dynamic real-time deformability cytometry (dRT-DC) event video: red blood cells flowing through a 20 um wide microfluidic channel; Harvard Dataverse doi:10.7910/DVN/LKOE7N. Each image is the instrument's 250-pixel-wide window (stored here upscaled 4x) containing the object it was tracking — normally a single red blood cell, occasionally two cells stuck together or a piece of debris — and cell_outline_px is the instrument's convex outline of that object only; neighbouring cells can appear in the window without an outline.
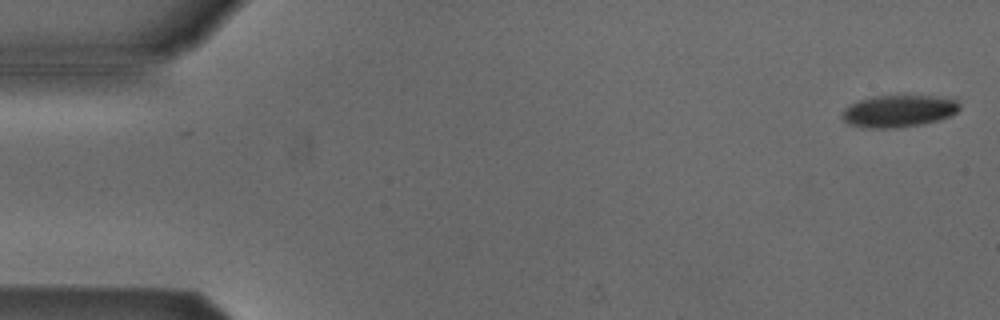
{"species": "Egyptian fruit bat (a non-hibernating species)", "species_latin": "Rousettus aegyptiacus", "temperature_condition": "cold", "stored_images_in_passage": 5, "camera_frame_rate_fps": 3000, "um_per_image_px": 0.085, "animal": {"sex": "male"}, "frame": {"image": 1, "passage_image": 1, "time_ms": 0.0, "image_size_px": [1000, 320], "cell_outline_px": [[960, 108], [952, 116], [940, 120], [924, 124], [892, 128], [860, 128], [848, 124], [840, 116], [840, 112], [848, 104], [872, 96], [932, 96], [956, 100], [960, 104]], "centroid_in_image_um": [76.33, 9.45], "position_along_channel_um": 8.7, "area_um2": 22.25}}
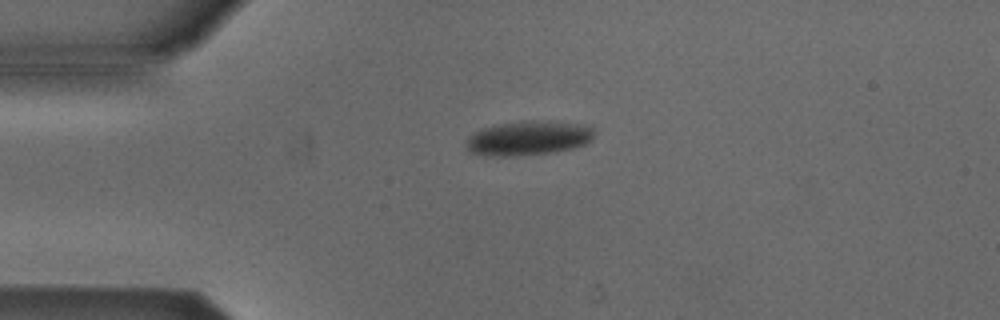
{"frame": {"image": 2, "passage_image": 4, "time_ms": 3.667, "image_size_px": [1000, 320], "cell_outline_px": [[592, 140], [584, 144], [572, 148], [548, 152], [512, 156], [496, 156], [468, 152], [468, 140], [472, 132], [484, 128], [524, 120], [592, 124]], "centroid_in_image_um": [44.94, 11.73], "position_along_channel_um": 40.1, "area_um2": 25.14}}